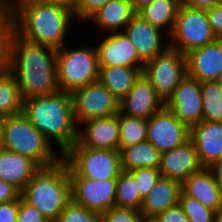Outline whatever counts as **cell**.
<instances>
[{
    "label": "cell",
    "instance_id": "40",
    "mask_svg": "<svg viewBox=\"0 0 222 222\" xmlns=\"http://www.w3.org/2000/svg\"><path fill=\"white\" fill-rule=\"evenodd\" d=\"M11 29V0H0V36H7Z\"/></svg>",
    "mask_w": 222,
    "mask_h": 222
},
{
    "label": "cell",
    "instance_id": "5",
    "mask_svg": "<svg viewBox=\"0 0 222 222\" xmlns=\"http://www.w3.org/2000/svg\"><path fill=\"white\" fill-rule=\"evenodd\" d=\"M2 148L35 161L40 167L57 164L62 155L22 112L6 116ZM55 149V150H54Z\"/></svg>",
    "mask_w": 222,
    "mask_h": 222
},
{
    "label": "cell",
    "instance_id": "21",
    "mask_svg": "<svg viewBox=\"0 0 222 222\" xmlns=\"http://www.w3.org/2000/svg\"><path fill=\"white\" fill-rule=\"evenodd\" d=\"M181 191L198 199L205 207L215 212L222 207V188L207 167L185 179L181 183Z\"/></svg>",
    "mask_w": 222,
    "mask_h": 222
},
{
    "label": "cell",
    "instance_id": "9",
    "mask_svg": "<svg viewBox=\"0 0 222 222\" xmlns=\"http://www.w3.org/2000/svg\"><path fill=\"white\" fill-rule=\"evenodd\" d=\"M143 74L166 102L187 75L186 55L169 47L144 64Z\"/></svg>",
    "mask_w": 222,
    "mask_h": 222
},
{
    "label": "cell",
    "instance_id": "45",
    "mask_svg": "<svg viewBox=\"0 0 222 222\" xmlns=\"http://www.w3.org/2000/svg\"><path fill=\"white\" fill-rule=\"evenodd\" d=\"M215 178V181L221 186L222 188V157L215 161L211 166L208 167Z\"/></svg>",
    "mask_w": 222,
    "mask_h": 222
},
{
    "label": "cell",
    "instance_id": "26",
    "mask_svg": "<svg viewBox=\"0 0 222 222\" xmlns=\"http://www.w3.org/2000/svg\"><path fill=\"white\" fill-rule=\"evenodd\" d=\"M119 152L121 168L124 171L139 168H159L161 153L148 140L125 147Z\"/></svg>",
    "mask_w": 222,
    "mask_h": 222
},
{
    "label": "cell",
    "instance_id": "11",
    "mask_svg": "<svg viewBox=\"0 0 222 222\" xmlns=\"http://www.w3.org/2000/svg\"><path fill=\"white\" fill-rule=\"evenodd\" d=\"M190 139V128L166 106L147 119V140L160 152L169 151Z\"/></svg>",
    "mask_w": 222,
    "mask_h": 222
},
{
    "label": "cell",
    "instance_id": "23",
    "mask_svg": "<svg viewBox=\"0 0 222 222\" xmlns=\"http://www.w3.org/2000/svg\"><path fill=\"white\" fill-rule=\"evenodd\" d=\"M40 168L29 157L0 148V180L12 184L20 192Z\"/></svg>",
    "mask_w": 222,
    "mask_h": 222
},
{
    "label": "cell",
    "instance_id": "46",
    "mask_svg": "<svg viewBox=\"0 0 222 222\" xmlns=\"http://www.w3.org/2000/svg\"><path fill=\"white\" fill-rule=\"evenodd\" d=\"M131 1L133 9L137 13L140 9L147 6L152 0H131Z\"/></svg>",
    "mask_w": 222,
    "mask_h": 222
},
{
    "label": "cell",
    "instance_id": "35",
    "mask_svg": "<svg viewBox=\"0 0 222 222\" xmlns=\"http://www.w3.org/2000/svg\"><path fill=\"white\" fill-rule=\"evenodd\" d=\"M111 0H73V13L75 21L86 23L101 7ZM83 22V23H82Z\"/></svg>",
    "mask_w": 222,
    "mask_h": 222
},
{
    "label": "cell",
    "instance_id": "30",
    "mask_svg": "<svg viewBox=\"0 0 222 222\" xmlns=\"http://www.w3.org/2000/svg\"><path fill=\"white\" fill-rule=\"evenodd\" d=\"M202 120L222 122V86L217 80L201 82Z\"/></svg>",
    "mask_w": 222,
    "mask_h": 222
},
{
    "label": "cell",
    "instance_id": "16",
    "mask_svg": "<svg viewBox=\"0 0 222 222\" xmlns=\"http://www.w3.org/2000/svg\"><path fill=\"white\" fill-rule=\"evenodd\" d=\"M119 112L113 116L93 118L78 127L77 142L85 147L119 150Z\"/></svg>",
    "mask_w": 222,
    "mask_h": 222
},
{
    "label": "cell",
    "instance_id": "38",
    "mask_svg": "<svg viewBox=\"0 0 222 222\" xmlns=\"http://www.w3.org/2000/svg\"><path fill=\"white\" fill-rule=\"evenodd\" d=\"M152 222H189V218L184 213L182 207L177 204L167 208L164 212L155 216Z\"/></svg>",
    "mask_w": 222,
    "mask_h": 222
},
{
    "label": "cell",
    "instance_id": "17",
    "mask_svg": "<svg viewBox=\"0 0 222 222\" xmlns=\"http://www.w3.org/2000/svg\"><path fill=\"white\" fill-rule=\"evenodd\" d=\"M165 106L149 79L143 74L136 79L127 96L120 101V111L131 117L148 119Z\"/></svg>",
    "mask_w": 222,
    "mask_h": 222
},
{
    "label": "cell",
    "instance_id": "18",
    "mask_svg": "<svg viewBox=\"0 0 222 222\" xmlns=\"http://www.w3.org/2000/svg\"><path fill=\"white\" fill-rule=\"evenodd\" d=\"M202 168L195 145L189 139L184 144L161 153L158 170L162 177L176 179L182 183Z\"/></svg>",
    "mask_w": 222,
    "mask_h": 222
},
{
    "label": "cell",
    "instance_id": "29",
    "mask_svg": "<svg viewBox=\"0 0 222 222\" xmlns=\"http://www.w3.org/2000/svg\"><path fill=\"white\" fill-rule=\"evenodd\" d=\"M142 202L143 198L133 175L122 170L117 177L115 206L140 211Z\"/></svg>",
    "mask_w": 222,
    "mask_h": 222
},
{
    "label": "cell",
    "instance_id": "42",
    "mask_svg": "<svg viewBox=\"0 0 222 222\" xmlns=\"http://www.w3.org/2000/svg\"><path fill=\"white\" fill-rule=\"evenodd\" d=\"M21 196V192L3 180H0V203L15 201Z\"/></svg>",
    "mask_w": 222,
    "mask_h": 222
},
{
    "label": "cell",
    "instance_id": "1",
    "mask_svg": "<svg viewBox=\"0 0 222 222\" xmlns=\"http://www.w3.org/2000/svg\"><path fill=\"white\" fill-rule=\"evenodd\" d=\"M3 65L16 78L24 100L60 90L57 50L21 38L12 28L7 35Z\"/></svg>",
    "mask_w": 222,
    "mask_h": 222
},
{
    "label": "cell",
    "instance_id": "43",
    "mask_svg": "<svg viewBox=\"0 0 222 222\" xmlns=\"http://www.w3.org/2000/svg\"><path fill=\"white\" fill-rule=\"evenodd\" d=\"M180 3L191 8L207 11L216 5L222 4V0H180Z\"/></svg>",
    "mask_w": 222,
    "mask_h": 222
},
{
    "label": "cell",
    "instance_id": "31",
    "mask_svg": "<svg viewBox=\"0 0 222 222\" xmlns=\"http://www.w3.org/2000/svg\"><path fill=\"white\" fill-rule=\"evenodd\" d=\"M119 151L147 140V119L131 117L119 111Z\"/></svg>",
    "mask_w": 222,
    "mask_h": 222
},
{
    "label": "cell",
    "instance_id": "37",
    "mask_svg": "<svg viewBox=\"0 0 222 222\" xmlns=\"http://www.w3.org/2000/svg\"><path fill=\"white\" fill-rule=\"evenodd\" d=\"M17 222H50L35 207L26 203L19 197V209Z\"/></svg>",
    "mask_w": 222,
    "mask_h": 222
},
{
    "label": "cell",
    "instance_id": "48",
    "mask_svg": "<svg viewBox=\"0 0 222 222\" xmlns=\"http://www.w3.org/2000/svg\"><path fill=\"white\" fill-rule=\"evenodd\" d=\"M6 116L0 114V148L3 146Z\"/></svg>",
    "mask_w": 222,
    "mask_h": 222
},
{
    "label": "cell",
    "instance_id": "27",
    "mask_svg": "<svg viewBox=\"0 0 222 222\" xmlns=\"http://www.w3.org/2000/svg\"><path fill=\"white\" fill-rule=\"evenodd\" d=\"M180 5V0H152L147 6L140 9L137 14L151 25L170 35Z\"/></svg>",
    "mask_w": 222,
    "mask_h": 222
},
{
    "label": "cell",
    "instance_id": "36",
    "mask_svg": "<svg viewBox=\"0 0 222 222\" xmlns=\"http://www.w3.org/2000/svg\"><path fill=\"white\" fill-rule=\"evenodd\" d=\"M129 172L137 182L142 198L149 194L157 180L161 177L160 171L155 168H139Z\"/></svg>",
    "mask_w": 222,
    "mask_h": 222
},
{
    "label": "cell",
    "instance_id": "47",
    "mask_svg": "<svg viewBox=\"0 0 222 222\" xmlns=\"http://www.w3.org/2000/svg\"><path fill=\"white\" fill-rule=\"evenodd\" d=\"M7 36H0V66L3 64V59L5 56Z\"/></svg>",
    "mask_w": 222,
    "mask_h": 222
},
{
    "label": "cell",
    "instance_id": "20",
    "mask_svg": "<svg viewBox=\"0 0 222 222\" xmlns=\"http://www.w3.org/2000/svg\"><path fill=\"white\" fill-rule=\"evenodd\" d=\"M190 139L203 167L208 168L222 157V122L202 120L190 128Z\"/></svg>",
    "mask_w": 222,
    "mask_h": 222
},
{
    "label": "cell",
    "instance_id": "32",
    "mask_svg": "<svg viewBox=\"0 0 222 222\" xmlns=\"http://www.w3.org/2000/svg\"><path fill=\"white\" fill-rule=\"evenodd\" d=\"M179 205L189 218V222L215 221V211L205 207L198 199L185 195L182 191L179 196Z\"/></svg>",
    "mask_w": 222,
    "mask_h": 222
},
{
    "label": "cell",
    "instance_id": "4",
    "mask_svg": "<svg viewBox=\"0 0 222 222\" xmlns=\"http://www.w3.org/2000/svg\"><path fill=\"white\" fill-rule=\"evenodd\" d=\"M21 198L50 222H56L72 200L67 163L61 159L55 165L41 167L26 184Z\"/></svg>",
    "mask_w": 222,
    "mask_h": 222
},
{
    "label": "cell",
    "instance_id": "7",
    "mask_svg": "<svg viewBox=\"0 0 222 222\" xmlns=\"http://www.w3.org/2000/svg\"><path fill=\"white\" fill-rule=\"evenodd\" d=\"M62 159L68 165L70 177L117 179L122 171L119 150L89 148L77 141Z\"/></svg>",
    "mask_w": 222,
    "mask_h": 222
},
{
    "label": "cell",
    "instance_id": "44",
    "mask_svg": "<svg viewBox=\"0 0 222 222\" xmlns=\"http://www.w3.org/2000/svg\"><path fill=\"white\" fill-rule=\"evenodd\" d=\"M11 4H56L72 8L73 0H11Z\"/></svg>",
    "mask_w": 222,
    "mask_h": 222
},
{
    "label": "cell",
    "instance_id": "50",
    "mask_svg": "<svg viewBox=\"0 0 222 222\" xmlns=\"http://www.w3.org/2000/svg\"><path fill=\"white\" fill-rule=\"evenodd\" d=\"M217 81H218L219 84L222 86V72H221V74H220V76H219V78H218Z\"/></svg>",
    "mask_w": 222,
    "mask_h": 222
},
{
    "label": "cell",
    "instance_id": "8",
    "mask_svg": "<svg viewBox=\"0 0 222 222\" xmlns=\"http://www.w3.org/2000/svg\"><path fill=\"white\" fill-rule=\"evenodd\" d=\"M216 39L206 11L183 4L179 6L173 30L169 35L170 48L186 55Z\"/></svg>",
    "mask_w": 222,
    "mask_h": 222
},
{
    "label": "cell",
    "instance_id": "3",
    "mask_svg": "<svg viewBox=\"0 0 222 222\" xmlns=\"http://www.w3.org/2000/svg\"><path fill=\"white\" fill-rule=\"evenodd\" d=\"M23 113L54 148L59 147L62 156L78 139L79 126L74 118L71 93L59 90L27 98Z\"/></svg>",
    "mask_w": 222,
    "mask_h": 222
},
{
    "label": "cell",
    "instance_id": "39",
    "mask_svg": "<svg viewBox=\"0 0 222 222\" xmlns=\"http://www.w3.org/2000/svg\"><path fill=\"white\" fill-rule=\"evenodd\" d=\"M206 14L216 38L222 40V4L207 10Z\"/></svg>",
    "mask_w": 222,
    "mask_h": 222
},
{
    "label": "cell",
    "instance_id": "2",
    "mask_svg": "<svg viewBox=\"0 0 222 222\" xmlns=\"http://www.w3.org/2000/svg\"><path fill=\"white\" fill-rule=\"evenodd\" d=\"M72 24H75V17L73 9L69 7L56 4H11V28L30 42L55 50L61 49L66 45Z\"/></svg>",
    "mask_w": 222,
    "mask_h": 222
},
{
    "label": "cell",
    "instance_id": "34",
    "mask_svg": "<svg viewBox=\"0 0 222 222\" xmlns=\"http://www.w3.org/2000/svg\"><path fill=\"white\" fill-rule=\"evenodd\" d=\"M103 222H148L139 210L114 206L102 214Z\"/></svg>",
    "mask_w": 222,
    "mask_h": 222
},
{
    "label": "cell",
    "instance_id": "6",
    "mask_svg": "<svg viewBox=\"0 0 222 222\" xmlns=\"http://www.w3.org/2000/svg\"><path fill=\"white\" fill-rule=\"evenodd\" d=\"M57 50L58 85L61 91L72 93L99 79V61L95 43ZM67 47V48H66ZM78 47V48H77Z\"/></svg>",
    "mask_w": 222,
    "mask_h": 222
},
{
    "label": "cell",
    "instance_id": "33",
    "mask_svg": "<svg viewBox=\"0 0 222 222\" xmlns=\"http://www.w3.org/2000/svg\"><path fill=\"white\" fill-rule=\"evenodd\" d=\"M56 222H103L102 214L90 211L71 200Z\"/></svg>",
    "mask_w": 222,
    "mask_h": 222
},
{
    "label": "cell",
    "instance_id": "22",
    "mask_svg": "<svg viewBox=\"0 0 222 222\" xmlns=\"http://www.w3.org/2000/svg\"><path fill=\"white\" fill-rule=\"evenodd\" d=\"M181 182L168 177H160L149 194L143 198L140 212L151 221L167 208L179 204Z\"/></svg>",
    "mask_w": 222,
    "mask_h": 222
},
{
    "label": "cell",
    "instance_id": "24",
    "mask_svg": "<svg viewBox=\"0 0 222 222\" xmlns=\"http://www.w3.org/2000/svg\"><path fill=\"white\" fill-rule=\"evenodd\" d=\"M136 14L131 0H111L101 7L87 23L103 34L123 31ZM100 30V31H99Z\"/></svg>",
    "mask_w": 222,
    "mask_h": 222
},
{
    "label": "cell",
    "instance_id": "19",
    "mask_svg": "<svg viewBox=\"0 0 222 222\" xmlns=\"http://www.w3.org/2000/svg\"><path fill=\"white\" fill-rule=\"evenodd\" d=\"M187 75L199 82L218 80L222 72V40L216 39L186 54Z\"/></svg>",
    "mask_w": 222,
    "mask_h": 222
},
{
    "label": "cell",
    "instance_id": "49",
    "mask_svg": "<svg viewBox=\"0 0 222 222\" xmlns=\"http://www.w3.org/2000/svg\"><path fill=\"white\" fill-rule=\"evenodd\" d=\"M214 222H222V207L218 211H216Z\"/></svg>",
    "mask_w": 222,
    "mask_h": 222
},
{
    "label": "cell",
    "instance_id": "28",
    "mask_svg": "<svg viewBox=\"0 0 222 222\" xmlns=\"http://www.w3.org/2000/svg\"><path fill=\"white\" fill-rule=\"evenodd\" d=\"M24 99L16 78L2 64L0 66V114L11 116L23 112Z\"/></svg>",
    "mask_w": 222,
    "mask_h": 222
},
{
    "label": "cell",
    "instance_id": "25",
    "mask_svg": "<svg viewBox=\"0 0 222 222\" xmlns=\"http://www.w3.org/2000/svg\"><path fill=\"white\" fill-rule=\"evenodd\" d=\"M99 81L111 92V94L122 101L133 87L136 79L144 68L109 66L99 67Z\"/></svg>",
    "mask_w": 222,
    "mask_h": 222
},
{
    "label": "cell",
    "instance_id": "15",
    "mask_svg": "<svg viewBox=\"0 0 222 222\" xmlns=\"http://www.w3.org/2000/svg\"><path fill=\"white\" fill-rule=\"evenodd\" d=\"M97 45L99 67L126 66L144 68L132 41L123 32L107 33ZM104 37V38H103Z\"/></svg>",
    "mask_w": 222,
    "mask_h": 222
},
{
    "label": "cell",
    "instance_id": "13",
    "mask_svg": "<svg viewBox=\"0 0 222 222\" xmlns=\"http://www.w3.org/2000/svg\"><path fill=\"white\" fill-rule=\"evenodd\" d=\"M165 106L189 128L200 123L203 118L201 82L186 75Z\"/></svg>",
    "mask_w": 222,
    "mask_h": 222
},
{
    "label": "cell",
    "instance_id": "41",
    "mask_svg": "<svg viewBox=\"0 0 222 222\" xmlns=\"http://www.w3.org/2000/svg\"><path fill=\"white\" fill-rule=\"evenodd\" d=\"M19 198L15 201L0 203V222H17Z\"/></svg>",
    "mask_w": 222,
    "mask_h": 222
},
{
    "label": "cell",
    "instance_id": "12",
    "mask_svg": "<svg viewBox=\"0 0 222 222\" xmlns=\"http://www.w3.org/2000/svg\"><path fill=\"white\" fill-rule=\"evenodd\" d=\"M70 178L71 195L75 203L100 214L115 206L117 179Z\"/></svg>",
    "mask_w": 222,
    "mask_h": 222
},
{
    "label": "cell",
    "instance_id": "10",
    "mask_svg": "<svg viewBox=\"0 0 222 222\" xmlns=\"http://www.w3.org/2000/svg\"><path fill=\"white\" fill-rule=\"evenodd\" d=\"M74 118L79 126L100 117L113 116L120 111V102L98 80L71 93Z\"/></svg>",
    "mask_w": 222,
    "mask_h": 222
},
{
    "label": "cell",
    "instance_id": "14",
    "mask_svg": "<svg viewBox=\"0 0 222 222\" xmlns=\"http://www.w3.org/2000/svg\"><path fill=\"white\" fill-rule=\"evenodd\" d=\"M123 32L132 41L139 58L144 63L152 60L170 47L169 35L145 21L137 13L127 24Z\"/></svg>",
    "mask_w": 222,
    "mask_h": 222
}]
</instances>
